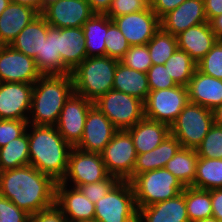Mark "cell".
Returning a JSON list of instances; mask_svg holds the SVG:
<instances>
[{"mask_svg": "<svg viewBox=\"0 0 222 222\" xmlns=\"http://www.w3.org/2000/svg\"><path fill=\"white\" fill-rule=\"evenodd\" d=\"M56 184L30 164L0 173V195L29 215L55 205Z\"/></svg>", "mask_w": 222, "mask_h": 222, "instance_id": "1", "label": "cell"}, {"mask_svg": "<svg viewBox=\"0 0 222 222\" xmlns=\"http://www.w3.org/2000/svg\"><path fill=\"white\" fill-rule=\"evenodd\" d=\"M28 133L29 164L55 182H62L68 170L72 146L55 126H31Z\"/></svg>", "mask_w": 222, "mask_h": 222, "instance_id": "2", "label": "cell"}, {"mask_svg": "<svg viewBox=\"0 0 222 222\" xmlns=\"http://www.w3.org/2000/svg\"><path fill=\"white\" fill-rule=\"evenodd\" d=\"M73 93L71 74L42 75L33 84L30 108L32 118L28 119V123L35 126H55L64 104Z\"/></svg>", "mask_w": 222, "mask_h": 222, "instance_id": "3", "label": "cell"}, {"mask_svg": "<svg viewBox=\"0 0 222 222\" xmlns=\"http://www.w3.org/2000/svg\"><path fill=\"white\" fill-rule=\"evenodd\" d=\"M119 60L108 56L85 58L72 72L74 93L95 102L113 89Z\"/></svg>", "mask_w": 222, "mask_h": 222, "instance_id": "4", "label": "cell"}, {"mask_svg": "<svg viewBox=\"0 0 222 222\" xmlns=\"http://www.w3.org/2000/svg\"><path fill=\"white\" fill-rule=\"evenodd\" d=\"M130 183L134 190L137 207H146L174 198L185 188L166 168L138 174Z\"/></svg>", "mask_w": 222, "mask_h": 222, "instance_id": "5", "label": "cell"}, {"mask_svg": "<svg viewBox=\"0 0 222 222\" xmlns=\"http://www.w3.org/2000/svg\"><path fill=\"white\" fill-rule=\"evenodd\" d=\"M137 217L134 190L128 180H119L95 203L94 220L98 222H137Z\"/></svg>", "mask_w": 222, "mask_h": 222, "instance_id": "6", "label": "cell"}, {"mask_svg": "<svg viewBox=\"0 0 222 222\" xmlns=\"http://www.w3.org/2000/svg\"><path fill=\"white\" fill-rule=\"evenodd\" d=\"M213 125L212 110L188 102L170 126V134L180 142L182 148L196 150Z\"/></svg>", "mask_w": 222, "mask_h": 222, "instance_id": "7", "label": "cell"}, {"mask_svg": "<svg viewBox=\"0 0 222 222\" xmlns=\"http://www.w3.org/2000/svg\"><path fill=\"white\" fill-rule=\"evenodd\" d=\"M94 105L118 130H127L144 118V102L124 92L109 90Z\"/></svg>", "mask_w": 222, "mask_h": 222, "instance_id": "8", "label": "cell"}, {"mask_svg": "<svg viewBox=\"0 0 222 222\" xmlns=\"http://www.w3.org/2000/svg\"><path fill=\"white\" fill-rule=\"evenodd\" d=\"M188 102V91L184 86L150 91L144 102V118L170 127Z\"/></svg>", "mask_w": 222, "mask_h": 222, "instance_id": "9", "label": "cell"}, {"mask_svg": "<svg viewBox=\"0 0 222 222\" xmlns=\"http://www.w3.org/2000/svg\"><path fill=\"white\" fill-rule=\"evenodd\" d=\"M110 175L119 180L133 179L137 153L132 136L127 130H118L101 153Z\"/></svg>", "mask_w": 222, "mask_h": 222, "instance_id": "10", "label": "cell"}, {"mask_svg": "<svg viewBox=\"0 0 222 222\" xmlns=\"http://www.w3.org/2000/svg\"><path fill=\"white\" fill-rule=\"evenodd\" d=\"M101 154L84 152L73 147L69 154L68 170L62 183L72 180L74 188L83 184L99 182L108 178Z\"/></svg>", "mask_w": 222, "mask_h": 222, "instance_id": "11", "label": "cell"}, {"mask_svg": "<svg viewBox=\"0 0 222 222\" xmlns=\"http://www.w3.org/2000/svg\"><path fill=\"white\" fill-rule=\"evenodd\" d=\"M93 106V102L76 93L64 104L55 127L72 147L81 141L87 114Z\"/></svg>", "mask_w": 222, "mask_h": 222, "instance_id": "12", "label": "cell"}, {"mask_svg": "<svg viewBox=\"0 0 222 222\" xmlns=\"http://www.w3.org/2000/svg\"><path fill=\"white\" fill-rule=\"evenodd\" d=\"M41 76L34 58L10 45L0 46V82L34 84Z\"/></svg>", "mask_w": 222, "mask_h": 222, "instance_id": "13", "label": "cell"}, {"mask_svg": "<svg viewBox=\"0 0 222 222\" xmlns=\"http://www.w3.org/2000/svg\"><path fill=\"white\" fill-rule=\"evenodd\" d=\"M130 46L145 45L161 28L160 18L148 5L144 10L112 18Z\"/></svg>", "mask_w": 222, "mask_h": 222, "instance_id": "14", "label": "cell"}, {"mask_svg": "<svg viewBox=\"0 0 222 222\" xmlns=\"http://www.w3.org/2000/svg\"><path fill=\"white\" fill-rule=\"evenodd\" d=\"M33 84L0 82V119L28 121Z\"/></svg>", "mask_w": 222, "mask_h": 222, "instance_id": "15", "label": "cell"}, {"mask_svg": "<svg viewBox=\"0 0 222 222\" xmlns=\"http://www.w3.org/2000/svg\"><path fill=\"white\" fill-rule=\"evenodd\" d=\"M117 131L111 121L94 105L87 114L81 141L75 147L84 152L101 154Z\"/></svg>", "mask_w": 222, "mask_h": 222, "instance_id": "16", "label": "cell"}, {"mask_svg": "<svg viewBox=\"0 0 222 222\" xmlns=\"http://www.w3.org/2000/svg\"><path fill=\"white\" fill-rule=\"evenodd\" d=\"M94 14L87 0H58L41 13L55 28L82 27Z\"/></svg>", "mask_w": 222, "mask_h": 222, "instance_id": "17", "label": "cell"}, {"mask_svg": "<svg viewBox=\"0 0 222 222\" xmlns=\"http://www.w3.org/2000/svg\"><path fill=\"white\" fill-rule=\"evenodd\" d=\"M55 205L62 211L68 222L94 220L95 204L92 203L78 188L67 189V185L56 184Z\"/></svg>", "mask_w": 222, "mask_h": 222, "instance_id": "18", "label": "cell"}, {"mask_svg": "<svg viewBox=\"0 0 222 222\" xmlns=\"http://www.w3.org/2000/svg\"><path fill=\"white\" fill-rule=\"evenodd\" d=\"M205 22L208 20L204 0H186L160 19L161 28L174 36Z\"/></svg>", "mask_w": 222, "mask_h": 222, "instance_id": "19", "label": "cell"}, {"mask_svg": "<svg viewBox=\"0 0 222 222\" xmlns=\"http://www.w3.org/2000/svg\"><path fill=\"white\" fill-rule=\"evenodd\" d=\"M55 45L57 55L70 72L87 58L82 27L55 28Z\"/></svg>", "mask_w": 222, "mask_h": 222, "instance_id": "20", "label": "cell"}, {"mask_svg": "<svg viewBox=\"0 0 222 222\" xmlns=\"http://www.w3.org/2000/svg\"><path fill=\"white\" fill-rule=\"evenodd\" d=\"M178 49L188 53L198 63L218 41L209 22L182 31L176 35Z\"/></svg>", "mask_w": 222, "mask_h": 222, "instance_id": "21", "label": "cell"}, {"mask_svg": "<svg viewBox=\"0 0 222 222\" xmlns=\"http://www.w3.org/2000/svg\"><path fill=\"white\" fill-rule=\"evenodd\" d=\"M186 87L190 103L210 110L222 104V80L205 75L196 69Z\"/></svg>", "mask_w": 222, "mask_h": 222, "instance_id": "22", "label": "cell"}, {"mask_svg": "<svg viewBox=\"0 0 222 222\" xmlns=\"http://www.w3.org/2000/svg\"><path fill=\"white\" fill-rule=\"evenodd\" d=\"M137 209V222H190L183 192L174 198Z\"/></svg>", "mask_w": 222, "mask_h": 222, "instance_id": "23", "label": "cell"}, {"mask_svg": "<svg viewBox=\"0 0 222 222\" xmlns=\"http://www.w3.org/2000/svg\"><path fill=\"white\" fill-rule=\"evenodd\" d=\"M40 13L34 8L11 3L0 15V46L10 45Z\"/></svg>", "mask_w": 222, "mask_h": 222, "instance_id": "24", "label": "cell"}, {"mask_svg": "<svg viewBox=\"0 0 222 222\" xmlns=\"http://www.w3.org/2000/svg\"><path fill=\"white\" fill-rule=\"evenodd\" d=\"M133 138L137 154L149 152L159 146L170 135V127L164 123L143 118L127 129Z\"/></svg>", "mask_w": 222, "mask_h": 222, "instance_id": "25", "label": "cell"}, {"mask_svg": "<svg viewBox=\"0 0 222 222\" xmlns=\"http://www.w3.org/2000/svg\"><path fill=\"white\" fill-rule=\"evenodd\" d=\"M49 26L46 19L40 14L24 27L10 46L36 59L37 55H42V47L44 40H46Z\"/></svg>", "mask_w": 222, "mask_h": 222, "instance_id": "26", "label": "cell"}, {"mask_svg": "<svg viewBox=\"0 0 222 222\" xmlns=\"http://www.w3.org/2000/svg\"><path fill=\"white\" fill-rule=\"evenodd\" d=\"M180 148V142L170 134L153 150L137 154L133 178L144 172L165 168L167 162L174 157Z\"/></svg>", "mask_w": 222, "mask_h": 222, "instance_id": "27", "label": "cell"}, {"mask_svg": "<svg viewBox=\"0 0 222 222\" xmlns=\"http://www.w3.org/2000/svg\"><path fill=\"white\" fill-rule=\"evenodd\" d=\"M113 90L145 102L150 92L147 74L131 69L119 61L114 74Z\"/></svg>", "mask_w": 222, "mask_h": 222, "instance_id": "28", "label": "cell"}, {"mask_svg": "<svg viewBox=\"0 0 222 222\" xmlns=\"http://www.w3.org/2000/svg\"><path fill=\"white\" fill-rule=\"evenodd\" d=\"M87 57L106 56V39L108 31V16L94 14L82 26Z\"/></svg>", "mask_w": 222, "mask_h": 222, "instance_id": "29", "label": "cell"}, {"mask_svg": "<svg viewBox=\"0 0 222 222\" xmlns=\"http://www.w3.org/2000/svg\"><path fill=\"white\" fill-rule=\"evenodd\" d=\"M198 155L195 149L180 148L165 168L171 172L184 187L192 186L196 176Z\"/></svg>", "mask_w": 222, "mask_h": 222, "instance_id": "30", "label": "cell"}, {"mask_svg": "<svg viewBox=\"0 0 222 222\" xmlns=\"http://www.w3.org/2000/svg\"><path fill=\"white\" fill-rule=\"evenodd\" d=\"M35 63L42 75L71 74L56 53L55 27H48L46 40H44L42 47V55H37Z\"/></svg>", "mask_w": 222, "mask_h": 222, "instance_id": "31", "label": "cell"}, {"mask_svg": "<svg viewBox=\"0 0 222 222\" xmlns=\"http://www.w3.org/2000/svg\"><path fill=\"white\" fill-rule=\"evenodd\" d=\"M191 187L214 190L222 188V158L199 157L196 164V176Z\"/></svg>", "mask_w": 222, "mask_h": 222, "instance_id": "32", "label": "cell"}, {"mask_svg": "<svg viewBox=\"0 0 222 222\" xmlns=\"http://www.w3.org/2000/svg\"><path fill=\"white\" fill-rule=\"evenodd\" d=\"M29 165L28 132L0 148V170L6 171Z\"/></svg>", "mask_w": 222, "mask_h": 222, "instance_id": "33", "label": "cell"}, {"mask_svg": "<svg viewBox=\"0 0 222 222\" xmlns=\"http://www.w3.org/2000/svg\"><path fill=\"white\" fill-rule=\"evenodd\" d=\"M190 222L212 217L210 190L185 187L183 190Z\"/></svg>", "mask_w": 222, "mask_h": 222, "instance_id": "34", "label": "cell"}, {"mask_svg": "<svg viewBox=\"0 0 222 222\" xmlns=\"http://www.w3.org/2000/svg\"><path fill=\"white\" fill-rule=\"evenodd\" d=\"M164 65L176 85L184 87L188 85L197 69V63L188 53L180 49H177Z\"/></svg>", "mask_w": 222, "mask_h": 222, "instance_id": "35", "label": "cell"}, {"mask_svg": "<svg viewBox=\"0 0 222 222\" xmlns=\"http://www.w3.org/2000/svg\"><path fill=\"white\" fill-rule=\"evenodd\" d=\"M152 65L165 64L178 49L176 36L160 28L147 43Z\"/></svg>", "mask_w": 222, "mask_h": 222, "instance_id": "36", "label": "cell"}, {"mask_svg": "<svg viewBox=\"0 0 222 222\" xmlns=\"http://www.w3.org/2000/svg\"><path fill=\"white\" fill-rule=\"evenodd\" d=\"M106 39V56L120 60L125 52L130 48L125 36L121 33L116 24L108 17V31Z\"/></svg>", "mask_w": 222, "mask_h": 222, "instance_id": "37", "label": "cell"}, {"mask_svg": "<svg viewBox=\"0 0 222 222\" xmlns=\"http://www.w3.org/2000/svg\"><path fill=\"white\" fill-rule=\"evenodd\" d=\"M198 157L222 158V126L214 124L196 148Z\"/></svg>", "mask_w": 222, "mask_h": 222, "instance_id": "38", "label": "cell"}, {"mask_svg": "<svg viewBox=\"0 0 222 222\" xmlns=\"http://www.w3.org/2000/svg\"><path fill=\"white\" fill-rule=\"evenodd\" d=\"M197 69L205 75L222 80V40L197 63Z\"/></svg>", "mask_w": 222, "mask_h": 222, "instance_id": "39", "label": "cell"}, {"mask_svg": "<svg viewBox=\"0 0 222 222\" xmlns=\"http://www.w3.org/2000/svg\"><path fill=\"white\" fill-rule=\"evenodd\" d=\"M119 61L131 69L143 73H146L152 66V60L149 55L147 44L130 46Z\"/></svg>", "mask_w": 222, "mask_h": 222, "instance_id": "40", "label": "cell"}, {"mask_svg": "<svg viewBox=\"0 0 222 222\" xmlns=\"http://www.w3.org/2000/svg\"><path fill=\"white\" fill-rule=\"evenodd\" d=\"M150 91L177 86L164 64L152 65L146 72Z\"/></svg>", "mask_w": 222, "mask_h": 222, "instance_id": "41", "label": "cell"}, {"mask_svg": "<svg viewBox=\"0 0 222 222\" xmlns=\"http://www.w3.org/2000/svg\"><path fill=\"white\" fill-rule=\"evenodd\" d=\"M119 181L116 176L110 175L108 178L99 182L83 184L77 188L86 196L92 203H96L104 197L108 191Z\"/></svg>", "mask_w": 222, "mask_h": 222, "instance_id": "42", "label": "cell"}, {"mask_svg": "<svg viewBox=\"0 0 222 222\" xmlns=\"http://www.w3.org/2000/svg\"><path fill=\"white\" fill-rule=\"evenodd\" d=\"M28 126V121L0 119V148L22 136Z\"/></svg>", "mask_w": 222, "mask_h": 222, "instance_id": "43", "label": "cell"}, {"mask_svg": "<svg viewBox=\"0 0 222 222\" xmlns=\"http://www.w3.org/2000/svg\"><path fill=\"white\" fill-rule=\"evenodd\" d=\"M149 3L146 0H112L106 15L112 19L144 10Z\"/></svg>", "mask_w": 222, "mask_h": 222, "instance_id": "44", "label": "cell"}, {"mask_svg": "<svg viewBox=\"0 0 222 222\" xmlns=\"http://www.w3.org/2000/svg\"><path fill=\"white\" fill-rule=\"evenodd\" d=\"M0 222H30V215L0 195Z\"/></svg>", "mask_w": 222, "mask_h": 222, "instance_id": "45", "label": "cell"}, {"mask_svg": "<svg viewBox=\"0 0 222 222\" xmlns=\"http://www.w3.org/2000/svg\"><path fill=\"white\" fill-rule=\"evenodd\" d=\"M30 222H68L62 211L56 206L30 215Z\"/></svg>", "mask_w": 222, "mask_h": 222, "instance_id": "46", "label": "cell"}, {"mask_svg": "<svg viewBox=\"0 0 222 222\" xmlns=\"http://www.w3.org/2000/svg\"><path fill=\"white\" fill-rule=\"evenodd\" d=\"M186 0H152L151 10L161 19L168 12L176 9Z\"/></svg>", "mask_w": 222, "mask_h": 222, "instance_id": "47", "label": "cell"}, {"mask_svg": "<svg viewBox=\"0 0 222 222\" xmlns=\"http://www.w3.org/2000/svg\"><path fill=\"white\" fill-rule=\"evenodd\" d=\"M212 217L222 222V188L210 190Z\"/></svg>", "mask_w": 222, "mask_h": 222, "instance_id": "48", "label": "cell"}, {"mask_svg": "<svg viewBox=\"0 0 222 222\" xmlns=\"http://www.w3.org/2000/svg\"><path fill=\"white\" fill-rule=\"evenodd\" d=\"M204 6L208 22L222 14V0H204Z\"/></svg>", "mask_w": 222, "mask_h": 222, "instance_id": "49", "label": "cell"}, {"mask_svg": "<svg viewBox=\"0 0 222 222\" xmlns=\"http://www.w3.org/2000/svg\"><path fill=\"white\" fill-rule=\"evenodd\" d=\"M95 14H106L111 6L112 0H87Z\"/></svg>", "mask_w": 222, "mask_h": 222, "instance_id": "50", "label": "cell"}, {"mask_svg": "<svg viewBox=\"0 0 222 222\" xmlns=\"http://www.w3.org/2000/svg\"><path fill=\"white\" fill-rule=\"evenodd\" d=\"M209 23L217 39L222 40V14L213 18Z\"/></svg>", "mask_w": 222, "mask_h": 222, "instance_id": "51", "label": "cell"}, {"mask_svg": "<svg viewBox=\"0 0 222 222\" xmlns=\"http://www.w3.org/2000/svg\"><path fill=\"white\" fill-rule=\"evenodd\" d=\"M10 2L34 8L41 14L42 0H10Z\"/></svg>", "mask_w": 222, "mask_h": 222, "instance_id": "52", "label": "cell"}, {"mask_svg": "<svg viewBox=\"0 0 222 222\" xmlns=\"http://www.w3.org/2000/svg\"><path fill=\"white\" fill-rule=\"evenodd\" d=\"M213 111L214 124L222 126V104L217 106Z\"/></svg>", "mask_w": 222, "mask_h": 222, "instance_id": "53", "label": "cell"}, {"mask_svg": "<svg viewBox=\"0 0 222 222\" xmlns=\"http://www.w3.org/2000/svg\"><path fill=\"white\" fill-rule=\"evenodd\" d=\"M58 0H42L41 3V13L51 4L57 2Z\"/></svg>", "mask_w": 222, "mask_h": 222, "instance_id": "54", "label": "cell"}, {"mask_svg": "<svg viewBox=\"0 0 222 222\" xmlns=\"http://www.w3.org/2000/svg\"><path fill=\"white\" fill-rule=\"evenodd\" d=\"M9 4L10 0H0V15L3 13V11L7 8Z\"/></svg>", "mask_w": 222, "mask_h": 222, "instance_id": "55", "label": "cell"}, {"mask_svg": "<svg viewBox=\"0 0 222 222\" xmlns=\"http://www.w3.org/2000/svg\"><path fill=\"white\" fill-rule=\"evenodd\" d=\"M195 222H219L217 219H215L214 217H210V218H205L203 220H198Z\"/></svg>", "mask_w": 222, "mask_h": 222, "instance_id": "56", "label": "cell"}, {"mask_svg": "<svg viewBox=\"0 0 222 222\" xmlns=\"http://www.w3.org/2000/svg\"><path fill=\"white\" fill-rule=\"evenodd\" d=\"M81 222H98L96 220H90V221H81Z\"/></svg>", "mask_w": 222, "mask_h": 222, "instance_id": "57", "label": "cell"}]
</instances>
